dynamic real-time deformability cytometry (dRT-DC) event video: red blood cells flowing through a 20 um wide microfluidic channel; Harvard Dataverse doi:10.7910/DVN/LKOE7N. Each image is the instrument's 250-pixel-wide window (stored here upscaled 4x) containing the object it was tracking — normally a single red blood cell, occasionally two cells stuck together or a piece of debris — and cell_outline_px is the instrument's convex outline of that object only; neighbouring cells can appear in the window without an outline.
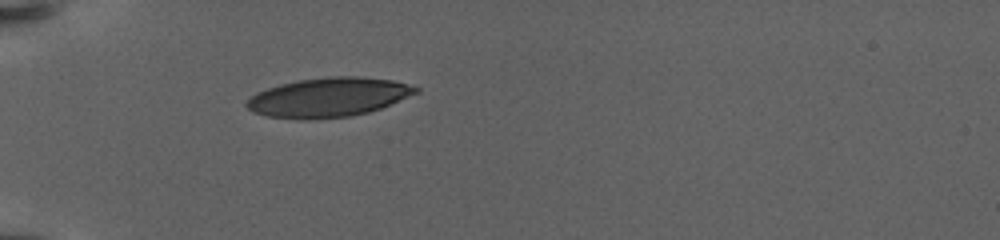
{"species": "human", "species_latin": "Homo sapiens", "temperature_condition": "warm", "stored_images_in_passage": 4, "camera_frame_rate_fps": 3000, "um_per_image_px": 0.085, "donor": {"sex": "female"}, "frame": {"image": 1, "passage_image": 1, "time_ms": 0.0, "image_size_px": [1000, 240], "cell_outline_px": [[420, 92], [380, 108], [368, 112], [352, 116], [268, 116], [252, 112], [244, 104], [256, 92], [280, 84], [296, 80], [328, 76], [356, 76], [392, 80], [408, 84], [420, 88]], "centroid_in_image_um": [27.97, 8.21], "position_along_channel_um": 57.0, "area_um2": 37.57}}
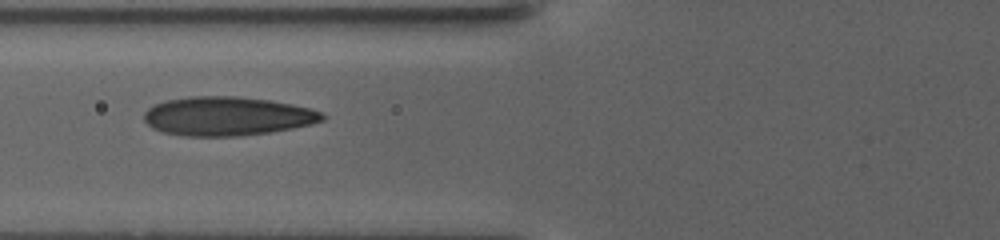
{"frame": {"image": 2, "passage_image": 3, "time_ms": 2.333, "image_size_px": [1000, 240], "cell_outline_px": [[324, 120], [312, 124], [292, 128], [268, 132], [236, 136], [184, 136], [164, 132], [152, 128], [144, 120], [144, 112], [148, 108], [164, 100], [192, 96], [236, 96], [268, 100], [292, 104], [308, 108], [320, 112], [324, 116]], "centroid_in_image_um": [19.28, 9.87], "position_along_channel_um": 106.5, "area_um2": 40.23}}